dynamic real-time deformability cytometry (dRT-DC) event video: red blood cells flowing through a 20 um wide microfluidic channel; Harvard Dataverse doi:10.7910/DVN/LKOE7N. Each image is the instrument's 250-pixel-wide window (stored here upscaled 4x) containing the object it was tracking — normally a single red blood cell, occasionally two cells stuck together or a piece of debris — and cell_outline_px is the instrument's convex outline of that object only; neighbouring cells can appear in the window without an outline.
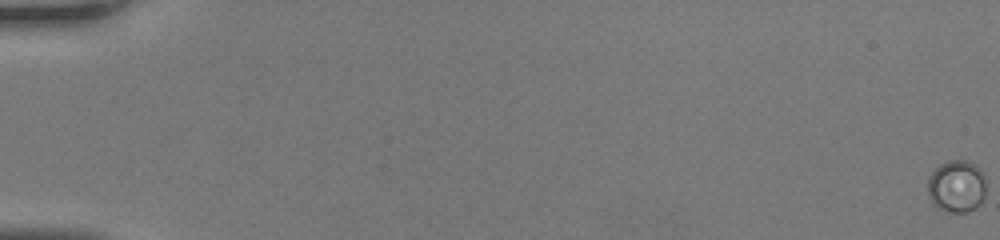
{"species": "human", "species_latin": "Homo sapiens", "temperature_condition": "room temperature", "stored_images_in_passage": 48, "camera_frame_rate_fps": 3000, "um_per_image_px": 0.085, "donor": {"sex": "female"}, "frame": {"image": 1, "passage_image": 1, "time_ms": 0.0, "image_size_px": [1000, 240], "cell_outline_px": [[984, 196], [980, 204], [964, 212], [952, 212], [940, 208], [932, 204], [928, 196], [928, 180], [932, 172], [940, 164], [952, 160], [964, 160], [976, 164], [984, 172]], "centroid_in_image_um": [81.31, 15.81], "position_along_channel_um": 3.7, "area_um2": 17.63}}